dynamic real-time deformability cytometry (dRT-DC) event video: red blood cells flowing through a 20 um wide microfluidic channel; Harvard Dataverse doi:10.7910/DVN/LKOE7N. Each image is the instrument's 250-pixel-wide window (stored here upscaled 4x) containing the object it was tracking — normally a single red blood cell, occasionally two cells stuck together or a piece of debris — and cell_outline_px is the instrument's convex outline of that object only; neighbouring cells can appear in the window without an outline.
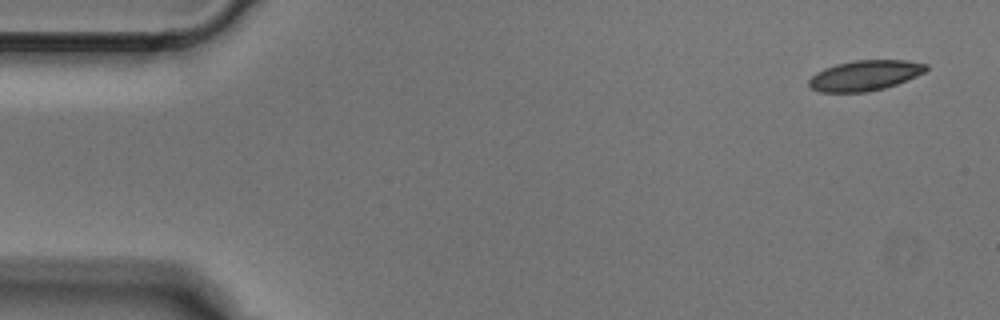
{"species": "Egyptian fruit bat (a non-hibernating species)", "species_latin": "Rousettus aegyptiacus", "temperature_condition": "cold", "stored_images_in_passage": 4, "camera_frame_rate_fps": 3000, "um_per_image_px": 0.085, "animal": {"sex": "male"}, "frame": {"image": 1, "passage_image": 1, "time_ms": 0.0, "image_size_px": [1000, 320], "cell_outline_px": [[928, 68], [924, 72], [916, 76], [896, 84], [884, 88], [868, 92], [820, 92], [812, 88], [808, 84], [808, 80], [816, 72], [824, 68], [836, 64], [856, 60], [908, 60], [928, 64]], "centroid_in_image_um": [73.51, 6.41], "position_along_channel_um": 11.5, "area_um2": 20.69}}
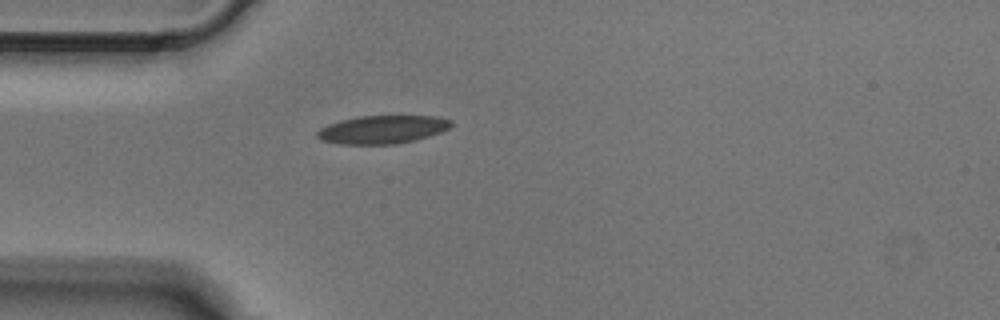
{"frame": {"image": 2, "passage_image": 4, "time_ms": 1.0, "image_size_px": [1000, 320], "cell_outline_px": [[452, 124], [448, 128], [440, 132], [416, 140], [396, 144], [340, 144], [320, 140], [316, 136], [316, 132], [320, 128], [328, 124], [340, 120], [356, 116], [436, 116], [452, 120]], "centroid_in_image_um": [32.47, 11.01], "position_along_channel_um": 52.5, "area_um2": 22.08}}